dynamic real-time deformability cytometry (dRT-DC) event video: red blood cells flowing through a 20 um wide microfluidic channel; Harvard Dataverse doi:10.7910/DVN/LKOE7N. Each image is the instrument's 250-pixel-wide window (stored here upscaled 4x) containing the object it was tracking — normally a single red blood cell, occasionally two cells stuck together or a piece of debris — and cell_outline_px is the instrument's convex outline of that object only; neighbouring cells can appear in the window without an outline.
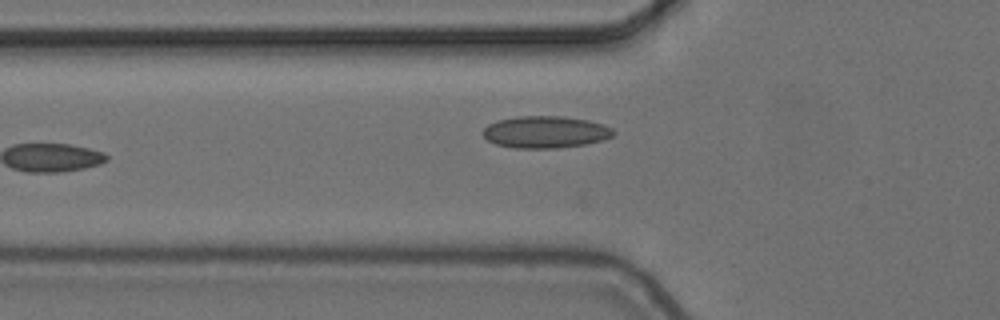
{"species": "common noctule bat (a hibernating species)", "species_latin": "Nyctalus noctula", "temperature_condition": "cold", "stored_images_in_passage": 4, "camera_frame_rate_fps": 3000, "um_per_image_px": 0.085, "animal": {"sex": "female", "body_mass_g": 24.6, "forearm_length_mm": 56.2}, "frame": {"image": 1, "passage_image": 3, "time_ms": 0.667, "image_size_px": [1000, 320], "cell_outline_px": [[616, 132], [612, 136], [604, 140], [584, 144], [556, 148], [512, 148], [496, 144], [488, 140], [480, 132], [488, 124], [496, 120], [516, 116], [564, 116], [588, 120], [604, 124], [612, 128]], "centroid_in_image_um": [46.35, 11.21], "position_along_channel_um": 79.5, "area_um2": 24.57}}
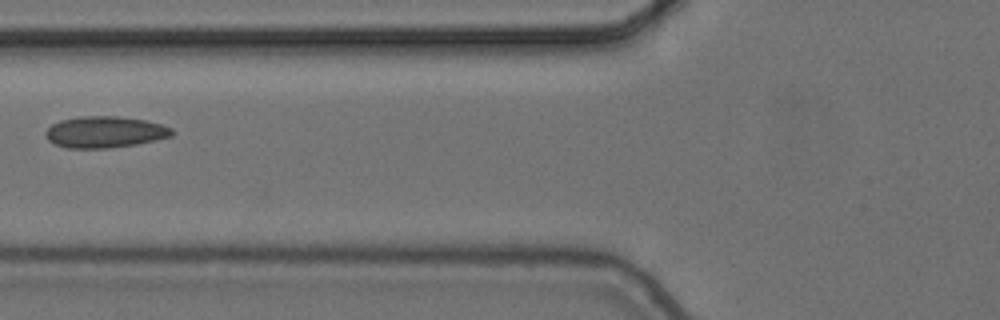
{"frame": {"image": 2, "passage_image": 4, "time_ms": 1.0, "image_size_px": [1000, 320], "cell_outline_px": [[176, 132], [172, 136], [156, 140], [136, 144], [112, 148], [64, 148], [48, 140], [44, 132], [52, 124], [60, 120], [80, 116], [116, 116], [144, 120], [160, 124], [172, 128]], "centroid_in_image_um": [8.92, 11.23], "position_along_channel_um": 116.9, "area_um2": 23.24}}